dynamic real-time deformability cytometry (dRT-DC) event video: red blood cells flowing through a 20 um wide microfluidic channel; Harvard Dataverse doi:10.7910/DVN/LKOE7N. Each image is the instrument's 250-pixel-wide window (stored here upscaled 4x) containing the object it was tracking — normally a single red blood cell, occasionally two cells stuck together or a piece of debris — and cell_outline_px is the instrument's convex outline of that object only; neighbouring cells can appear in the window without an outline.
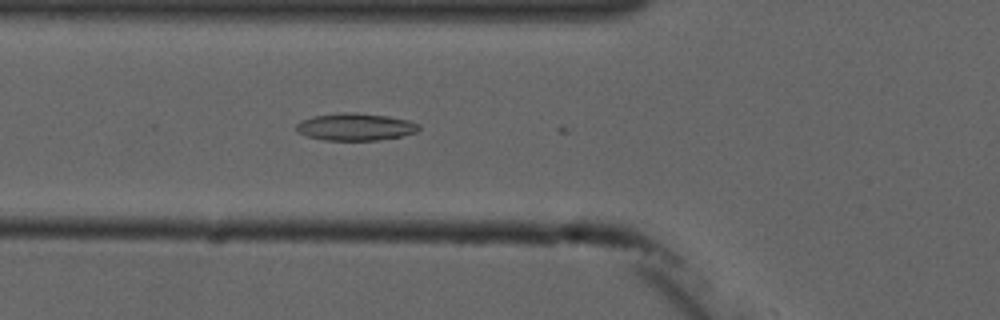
{"species": "common noctule bat (a hibernating species)", "species_latin": "Nyctalus noctula", "temperature_condition": "cold", "stored_images_in_passage": 6, "camera_frame_rate_fps": 3000, "um_per_image_px": 0.085, "animal": {"sex": "male", "forearm_length_mm": 52.5}, "frame": {"image": 1, "passage_image": 6, "time_ms": 5.667, "image_size_px": [1000, 320], "cell_outline_px": [[420, 128], [416, 132], [400, 136], [380, 140], [324, 140], [308, 136], [300, 132], [296, 128], [296, 124], [312, 116], [344, 112], [352, 112], [388, 116], [408, 120], [420, 124]], "centroid_in_image_um": [30.24, 10.78], "position_along_channel_um": 95.6, "area_um2": 19.31}}